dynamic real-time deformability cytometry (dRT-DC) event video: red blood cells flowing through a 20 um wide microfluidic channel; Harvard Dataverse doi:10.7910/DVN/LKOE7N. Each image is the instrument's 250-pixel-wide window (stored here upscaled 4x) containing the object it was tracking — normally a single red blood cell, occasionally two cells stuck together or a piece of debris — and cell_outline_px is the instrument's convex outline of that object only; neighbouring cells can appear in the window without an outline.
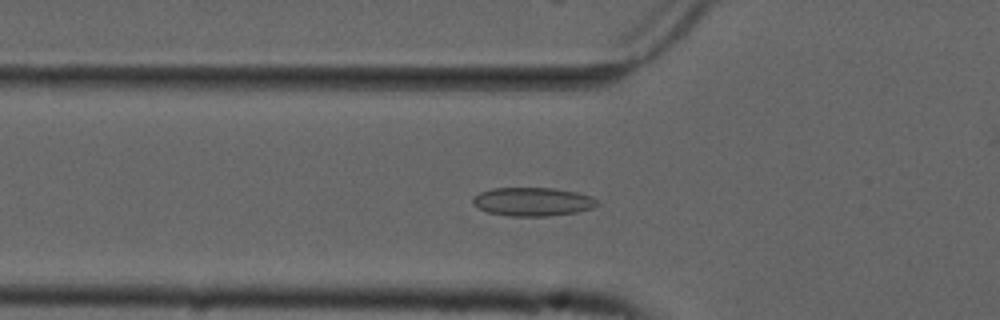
{"species": "common noctule bat (a hibernating species)", "species_latin": "Nyctalus noctula", "temperature_condition": "cold", "stored_images_in_passage": 47, "camera_frame_rate_fps": 3000, "um_per_image_px": 0.085, "animal": {"sex": "male", "forearm_length_mm": 52.5}, "frame": {"image": 1, "passage_image": 11, "time_ms": 3.333, "image_size_px": [1000, 320], "cell_outline_px": [[600, 204], [592, 208], [576, 212], [548, 216], [508, 216], [488, 212], [472, 204], [472, 200], [480, 192], [492, 188], [556, 188], [576, 192], [592, 196]], "centroid_in_image_um": [45.29, 17.14], "position_along_channel_um": 80.5, "area_um2": 20.69}}
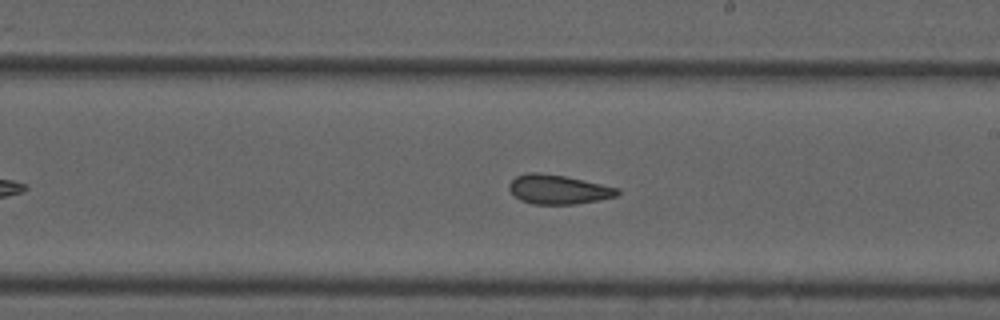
{"frame": {"image": 2, "passage_image": 24, "time_ms": 7.667, "image_size_px": [1000, 320], "cell_outline_px": [[620, 192], [616, 196], [600, 200], [576, 204], [532, 204], [520, 200], [508, 188], [508, 184], [516, 176], [524, 172], [536, 172], [564, 176], [620, 188]], "centroid_in_image_um": [47.44, 16.1], "position_along_channel_um": 241.6, "area_um2": 18.5}}
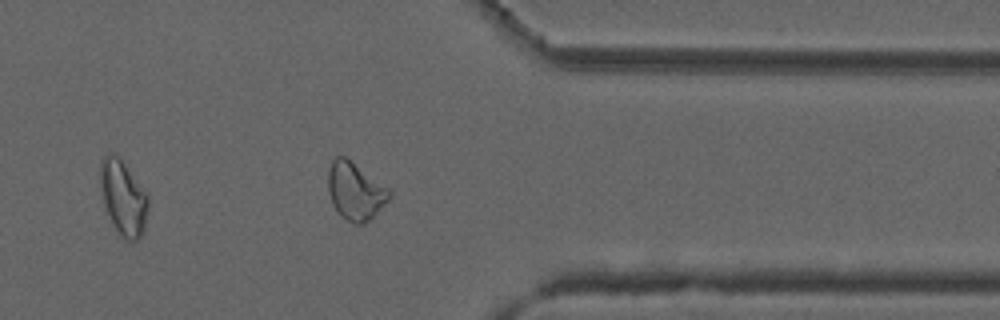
{"frame": {"image": 3, "passage_image": 36, "time_ms": 11.667, "image_size_px": [1000, 320], "cell_outline_px": [[392, 196], [364, 224], [356, 224], [340, 216], [332, 204], [328, 192], [328, 168], [332, 160], [336, 156], [344, 156], [388, 188], [392, 192]], "centroid_in_image_um": [30.16, 16.25], "position_along_channel_um": 381.2, "area_um2": 20.23}, "authors_computed_cell_mechanics": {"area_um2": 20.1144, "velocity_mm_per_s": 3.7071, "shape_relaxation_time_tau1_ms": null, "shape_relaxation_time_tau2_ms": 2.35, "deformation_change_tau1": null, "deformation_change_tau2": 0.0875}}